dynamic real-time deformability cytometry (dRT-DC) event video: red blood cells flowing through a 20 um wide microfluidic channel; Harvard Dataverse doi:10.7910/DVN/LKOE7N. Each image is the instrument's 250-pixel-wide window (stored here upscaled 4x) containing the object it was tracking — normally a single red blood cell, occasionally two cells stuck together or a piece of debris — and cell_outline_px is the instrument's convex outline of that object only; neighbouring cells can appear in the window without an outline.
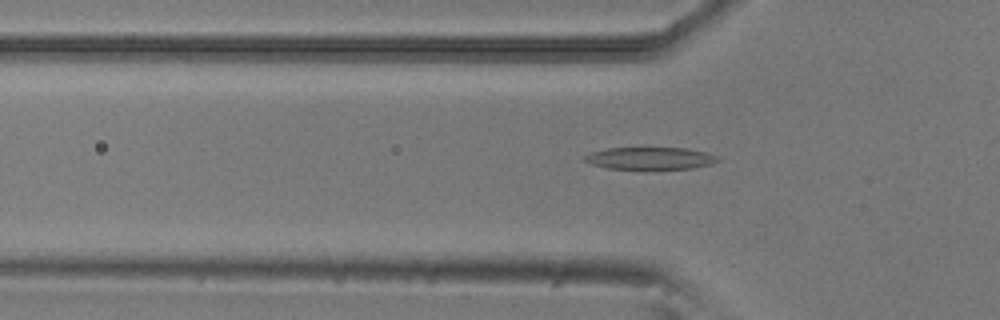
{"species": "common noctule bat (a hibernating species)", "species_latin": "Nyctalus noctula", "temperature_condition": "room temperature", "stored_images_in_passage": 45, "camera_frame_rate_fps": 3000, "um_per_image_px": 0.085, "animal": {"sex": "male", "body_mass_g": 20.5, "forearm_length_mm": 52.5}, "frame": {"image": 1, "passage_image": 10, "time_ms": 3.0, "image_size_px": [1000, 320], "cell_outline_px": [[720, 160], [712, 164], [692, 168], [608, 168], [592, 164], [580, 160], [584, 156], [592, 152], [608, 148], [688, 148], [708, 152], [720, 156]], "centroid_in_image_um": [55.31, 13.44], "position_along_channel_um": 70.5, "area_um2": 17.17}}
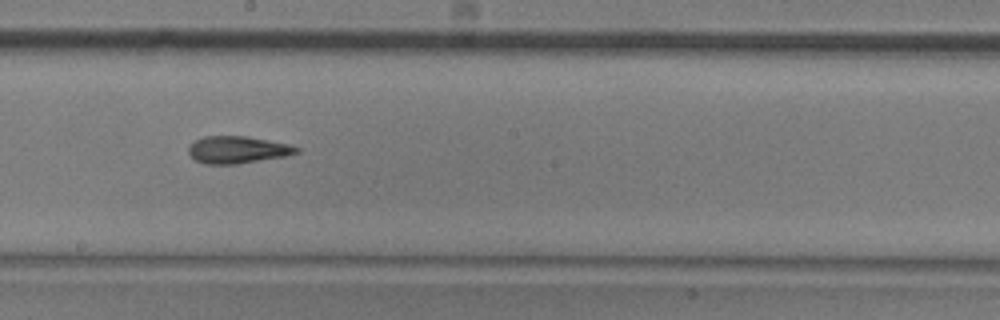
{"frame": {"image": 2, "passage_image": 22, "time_ms": 7.0, "image_size_px": [1000, 320], "cell_outline_px": [[300, 152], [284, 156], [236, 164], [204, 164], [196, 160], [188, 152], [188, 148], [196, 140], [204, 136], [244, 136], [288, 144], [300, 148]], "centroid_in_image_um": [20.18, 12.73], "position_along_channel_um": 228.0, "area_um2": 16.82}}
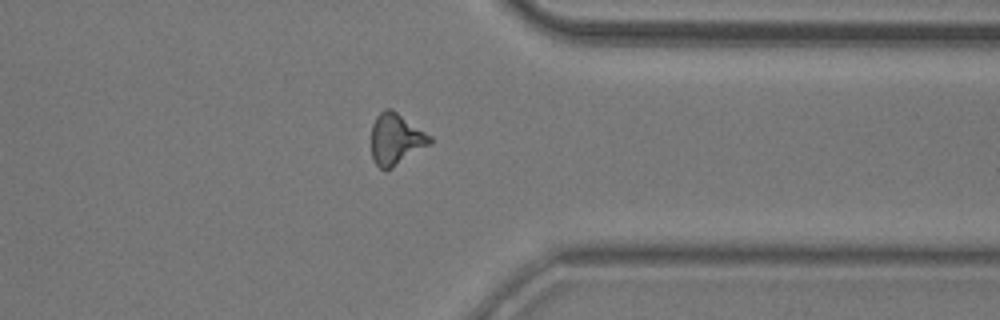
{"frame": {"image": 3, "passage_image": 34, "time_ms": 11.0, "image_size_px": [1000, 320], "cell_outline_px": [[432, 144], [392, 168], [384, 172], [376, 164], [372, 156], [372, 124], [376, 116], [384, 108], [392, 108], [432, 136]], "centroid_in_image_um": [33.67, 11.82], "position_along_channel_um": 377.7, "area_um2": 17.8}, "authors_computed_cell_mechanics": {"area_um2": 17.1088, "velocity_mm_per_s": 3.907, "shape_relaxation_time_tau1_ms": 5.7038, "shape_relaxation_time_tau2_ms": 3.8199, "deformation_change_tau1": 0.2182, "deformation_change_tau2": 0.1504}}